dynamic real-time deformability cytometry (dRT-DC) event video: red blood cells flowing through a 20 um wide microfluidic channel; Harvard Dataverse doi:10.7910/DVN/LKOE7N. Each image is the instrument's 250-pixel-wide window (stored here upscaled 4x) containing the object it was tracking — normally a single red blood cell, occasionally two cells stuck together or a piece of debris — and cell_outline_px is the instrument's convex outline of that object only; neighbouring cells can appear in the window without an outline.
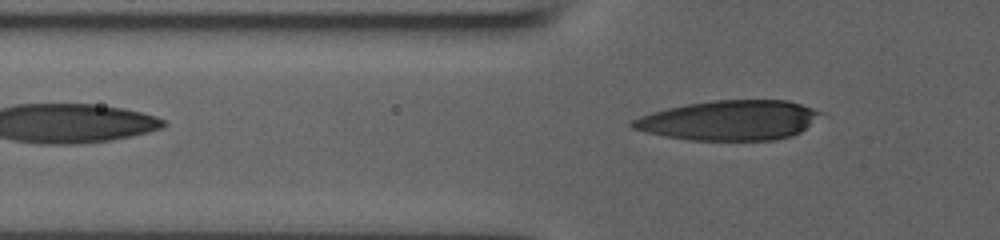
{"species": "human", "species_latin": "Homo sapiens", "temperature_condition": "room temperature", "stored_images_in_passage": 10, "camera_frame_rate_fps": 3000, "um_per_image_px": 0.085, "donor": {"sex": "male"}, "frame": {"image": 1, "passage_image": 10, "time_ms": 3.0, "image_size_px": [1000, 240], "cell_outline_px": [[824, 112], [800, 132], [792, 136], [776, 140], [688, 140], [664, 136], [644, 132], [632, 128], [628, 124], [632, 120], [640, 116], [652, 112], [668, 108], [688, 104], [712, 100], [788, 100]], "centroid_in_image_um": [61.97, 10.23], "position_along_channel_um": 63.8, "area_um2": 43.64}}